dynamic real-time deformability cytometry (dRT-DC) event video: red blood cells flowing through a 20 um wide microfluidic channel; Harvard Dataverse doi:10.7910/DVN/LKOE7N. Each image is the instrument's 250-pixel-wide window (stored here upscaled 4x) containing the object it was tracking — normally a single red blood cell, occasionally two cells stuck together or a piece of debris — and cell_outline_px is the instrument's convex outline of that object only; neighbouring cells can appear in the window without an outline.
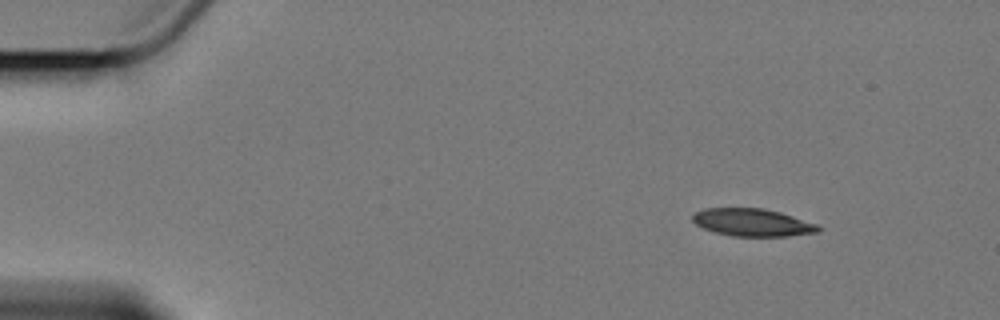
{"species": "Egyptian fruit bat (a non-hibernating species)", "species_latin": "Rousettus aegyptiacus", "temperature_condition": "cold", "stored_images_in_passage": 5, "camera_frame_rate_fps": 3000, "um_per_image_px": 0.085, "animal": {"sex": "female"}, "frame": {"image": 1, "passage_image": 1, "time_ms": 0.0, "image_size_px": [1000, 320], "cell_outline_px": [[824, 228], [820, 232], [788, 236], [732, 236], [716, 232], [704, 228], [696, 224], [692, 220], [692, 216], [696, 212], [704, 208], [764, 208], [780, 212], [816, 224]], "centroid_in_image_um": [63.99, 18.91], "position_along_channel_um": 21.0, "area_um2": 20.17}}
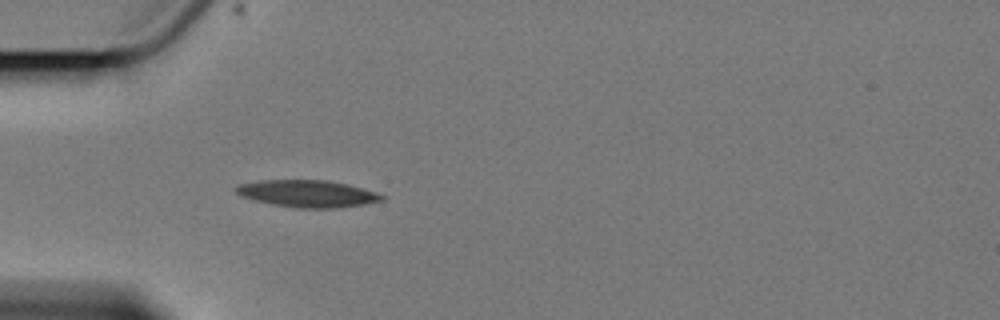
{"frame": {"image": 2, "passage_image": 4, "time_ms": 3.667, "image_size_px": [1000, 320], "cell_outline_px": [[384, 200], [364, 204], [336, 208], [296, 208], [272, 204], [240, 196], [236, 192], [236, 188], [240, 184], [264, 180], [324, 180], [348, 184], [376, 192], [384, 196]], "centroid_in_image_um": [26.16, 16.46], "position_along_channel_um": 58.8, "area_um2": 22.77}}